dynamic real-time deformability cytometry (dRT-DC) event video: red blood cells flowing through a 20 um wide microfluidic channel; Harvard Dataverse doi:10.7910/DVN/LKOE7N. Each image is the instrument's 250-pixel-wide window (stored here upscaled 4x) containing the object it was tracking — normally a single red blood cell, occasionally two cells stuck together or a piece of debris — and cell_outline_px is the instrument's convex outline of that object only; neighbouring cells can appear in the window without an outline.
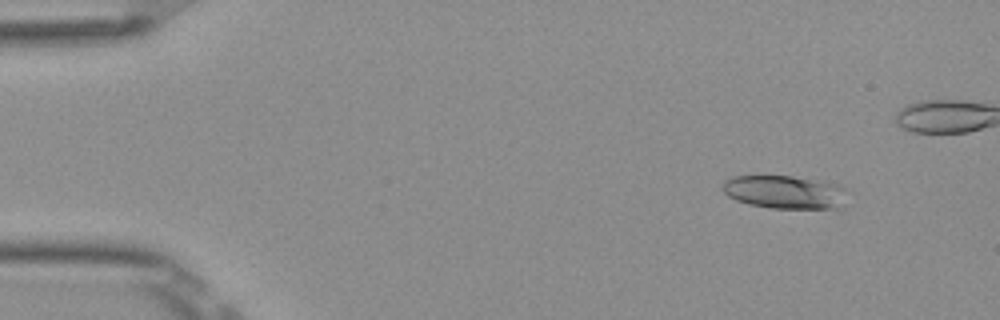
{"species": "Egyptian fruit bat (a non-hibernating species)", "species_latin": "Rousettus aegyptiacus", "temperature_condition": "room temperature", "stored_images_in_passage": 47, "camera_frame_rate_fps": 3000, "um_per_image_px": 0.085, "frame": {"image": 1, "passage_image": 6, "time_ms": 1.667, "image_size_px": [1000, 320], "cell_outline_px": [[844, 208], [772, 208], [748, 204], [736, 200], [728, 196], [720, 188], [724, 180], [732, 176], [792, 176], [840, 184], [844, 188]], "centroid_in_image_um": [66.67, 16.32], "position_along_channel_um": 18.3, "area_um2": 24.28}}
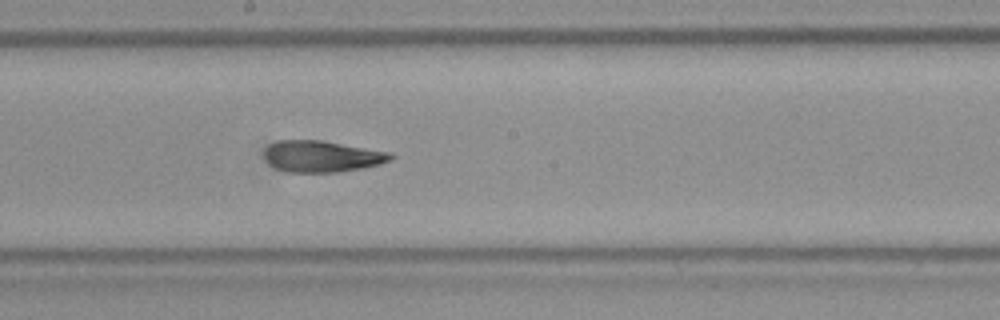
{"frame": {"image": 2, "passage_image": 29, "time_ms": 9.333, "image_size_px": [1000, 320], "cell_outline_px": [[396, 156], [392, 160], [380, 164], [360, 168], [336, 172], [288, 172], [276, 168], [268, 164], [264, 160], [264, 148], [268, 144], [280, 140], [324, 140], [392, 152]], "centroid_in_image_um": [27.36, 13.28], "position_along_channel_um": 220.8, "area_um2": 23.52}}
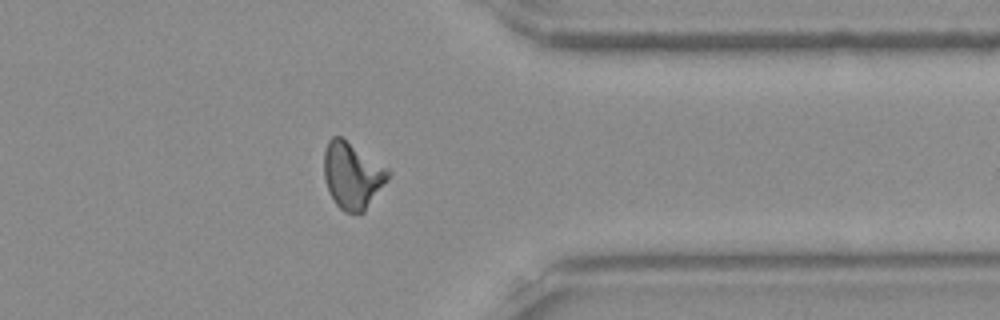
{"frame": {"image": 3, "passage_image": 42, "time_ms": 13.667, "image_size_px": [1000, 320], "cell_outline_px": [[392, 176], [364, 212], [344, 212], [336, 204], [328, 192], [324, 176], [324, 152], [328, 140], [332, 136], [340, 136], [388, 168], [392, 172]], "centroid_in_image_um": [29.97, 14.92], "position_along_channel_um": 381.4, "area_um2": 24.97}, "authors_computed_cell_mechanics": {"area_um2": 23.3512, "velocity_mm_per_s": 3.9091, "shape_relaxation_time_tau1_ms": null, "shape_relaxation_time_tau2_ms": 3.8633, "deformation_change_tau1": null, "deformation_change_tau2": 0.1237}}